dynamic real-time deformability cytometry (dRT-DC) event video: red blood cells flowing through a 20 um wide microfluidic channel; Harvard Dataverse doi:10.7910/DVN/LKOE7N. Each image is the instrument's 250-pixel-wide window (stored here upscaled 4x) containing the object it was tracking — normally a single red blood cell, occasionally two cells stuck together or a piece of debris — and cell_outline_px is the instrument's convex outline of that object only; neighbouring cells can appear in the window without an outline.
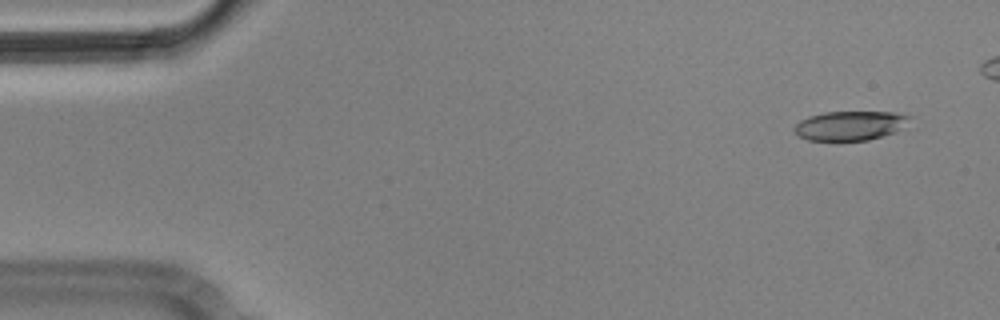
{"species": "Egyptian fruit bat (a non-hibernating species)", "species_latin": "Rousettus aegyptiacus", "temperature_condition": "cold", "stored_images_in_passage": 4, "camera_frame_rate_fps": 3000, "um_per_image_px": 0.085, "animal": {"sex": "male"}, "frame": {"image": 1, "passage_image": 1, "time_ms": 0.0, "image_size_px": [1000, 320], "cell_outline_px": [[912, 116], [896, 132], [868, 140], [808, 140], [800, 136], [792, 128], [800, 120], [808, 116], [824, 112], [892, 112]], "centroid_in_image_um": [72.22, 10.67], "position_along_channel_um": 12.8, "area_um2": 19.48}}